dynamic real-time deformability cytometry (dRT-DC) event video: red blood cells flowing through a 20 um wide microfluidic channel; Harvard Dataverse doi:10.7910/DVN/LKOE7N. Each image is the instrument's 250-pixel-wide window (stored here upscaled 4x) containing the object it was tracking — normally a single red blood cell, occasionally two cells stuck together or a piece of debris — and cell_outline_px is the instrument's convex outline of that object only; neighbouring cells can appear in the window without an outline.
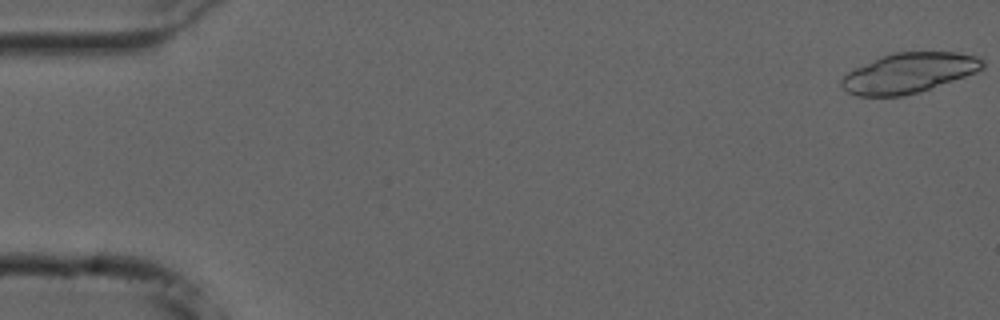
{"species": "common noctule bat (a hibernating species)", "species_latin": "Nyctalus noctula", "temperature_condition": "cold", "stored_images_in_passage": 54, "camera_frame_rate_fps": 3000, "um_per_image_px": 0.085, "animal": {"sex": "male", "forearm_length_mm": 52.5}, "frame": {"image": 1, "passage_image": 1, "time_ms": 0.0, "image_size_px": [1000, 320], "cell_outline_px": [[984, 68], [976, 72], [904, 96], [856, 96], [848, 92], [840, 84], [840, 80], [848, 72], [856, 68], [892, 52], [956, 52], [976, 56], [984, 60]], "centroid_in_image_um": [77.24, 6.19], "position_along_channel_um": 7.8, "area_um2": 32.31}}